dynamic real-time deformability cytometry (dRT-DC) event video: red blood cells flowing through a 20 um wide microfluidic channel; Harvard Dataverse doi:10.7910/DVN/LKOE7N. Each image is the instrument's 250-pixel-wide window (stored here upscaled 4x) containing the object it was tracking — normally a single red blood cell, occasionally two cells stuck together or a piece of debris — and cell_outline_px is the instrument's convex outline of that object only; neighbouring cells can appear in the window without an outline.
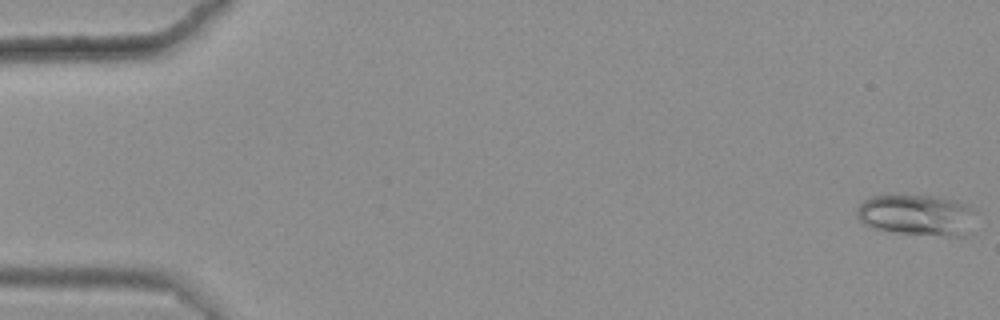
{"species": "common noctule bat (a hibernating species)", "species_latin": "Nyctalus noctula", "temperature_condition": "warm", "stored_images_in_passage": 13, "camera_frame_rate_fps": 3000, "um_per_image_px": 0.085, "animal": {"sex": "female", "body_mass_g": 25.1}, "frame": {"image": 1, "passage_image": 1, "time_ms": 0.0, "image_size_px": [1000, 320], "cell_outline_px": [[968, 232], [964, 236], [944, 236], [896, 232], [872, 228], [860, 220], [856, 212], [856, 208], [864, 200], [872, 196], [936, 196], [956, 200], [964, 204], [968, 208]], "centroid_in_image_um": [77.81, 18.28], "position_along_channel_um": 7.2, "area_um2": 27.46}}